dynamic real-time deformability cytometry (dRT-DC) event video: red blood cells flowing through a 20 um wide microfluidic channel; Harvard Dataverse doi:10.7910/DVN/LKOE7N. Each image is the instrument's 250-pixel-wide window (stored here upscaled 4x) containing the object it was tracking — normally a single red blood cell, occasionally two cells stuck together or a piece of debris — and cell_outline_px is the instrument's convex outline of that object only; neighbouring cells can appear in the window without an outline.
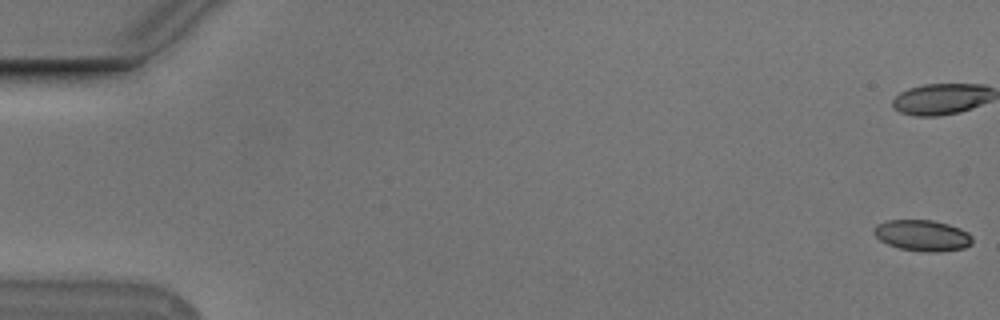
{"species": "Egyptian fruit bat (a non-hibernating species)", "species_latin": "Rousettus aegyptiacus", "temperature_condition": "cold", "stored_images_in_passage": 55, "camera_frame_rate_fps": 3000, "um_per_image_px": 0.085, "animal": {"sex": "male"}, "frame": {"image": 1, "passage_image": 1, "time_ms": 0.0, "image_size_px": [1000, 320], "cell_outline_px": [[972, 244], [964, 248], [940, 252], [924, 252], [900, 248], [888, 244], [880, 240], [872, 232], [872, 228], [876, 224], [888, 220], [932, 220], [948, 224], [960, 228], [968, 232], [972, 236]], "centroid_in_image_um": [78.4, 20.01], "position_along_channel_um": 6.6, "area_um2": 17.98}, "authors_computed_cell_mechanics": {"area_um2": 18.3226, "velocity_mm_per_s": 3.76, "shape_relaxation_time_tau1_ms": 6.1458, "shape_relaxation_time_tau2_ms": 2.288, "deformation_change_tau1": 0.1179, "deformation_change_tau2": 0.0548}}